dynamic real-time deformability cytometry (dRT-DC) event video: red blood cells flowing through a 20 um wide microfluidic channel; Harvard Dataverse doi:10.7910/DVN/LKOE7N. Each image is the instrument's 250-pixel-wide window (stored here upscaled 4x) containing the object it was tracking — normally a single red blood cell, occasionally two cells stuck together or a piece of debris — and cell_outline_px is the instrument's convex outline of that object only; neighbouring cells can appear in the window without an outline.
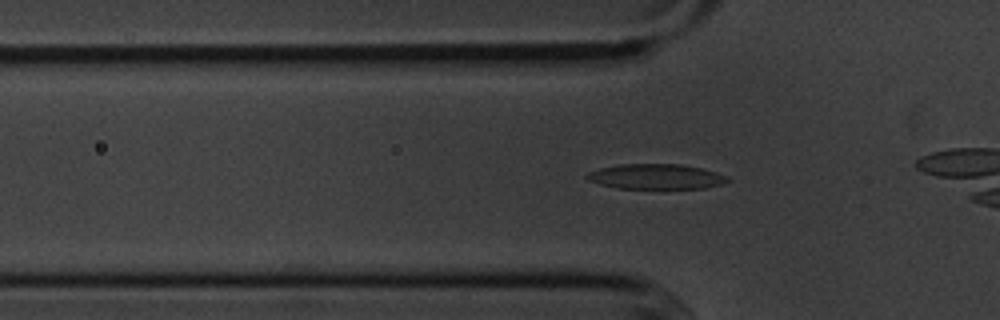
{"species": "common noctule bat (a hibernating species)", "species_latin": "Nyctalus noctula", "temperature_condition": "cold", "stored_images_in_passage": 35, "camera_frame_rate_fps": 3000, "um_per_image_px": 0.085, "animal": {"sex": "male", "body_mass_g": 20.1, "forearm_length_mm": 53.5}, "frame": {"image": 1, "passage_image": 8, "time_ms": 2.333, "image_size_px": [1000, 320], "cell_outline_px": [[732, 180], [720, 184], [704, 188], [616, 188], [600, 184], [588, 180], [584, 176], [588, 172], [600, 168], [620, 164], [680, 164], [700, 168], [716, 172], [728, 176]], "centroid_in_image_um": [55.75, 15.0], "position_along_channel_um": 70.0, "area_um2": 20.52}}
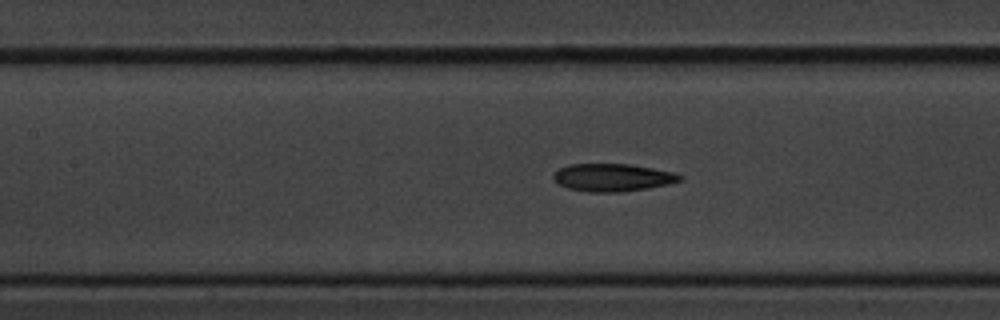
{"frame": {"image": 2, "passage_image": 15, "time_ms": 4.667, "image_size_px": [1000, 320], "cell_outline_px": [[684, 176], [680, 180], [668, 184], [648, 188], [620, 192], [588, 192], [568, 188], [556, 184], [552, 180], [552, 176], [560, 168], [568, 164], [628, 164], [652, 168], [672, 172]], "centroid_in_image_um": [52.02, 15.09], "position_along_channel_um": 155.4, "area_um2": 20.4}}
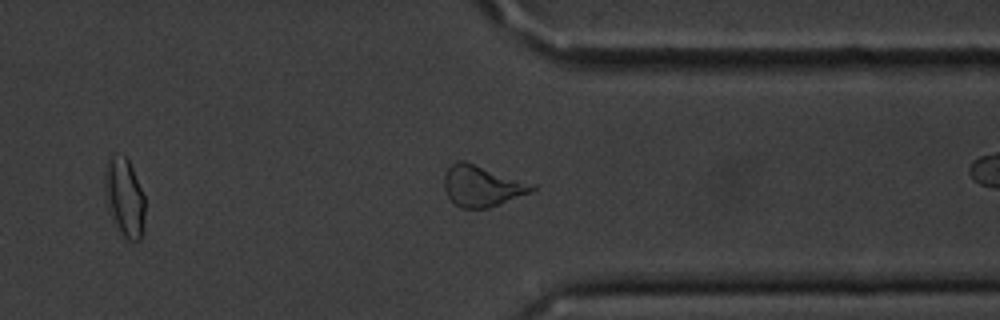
{"frame": {"image": 3, "passage_image": 33, "time_ms": 10.667, "image_size_px": [1000, 320], "cell_outline_px": [[536, 188], [528, 192], [488, 208], [460, 208], [448, 196], [444, 188], [444, 176], [448, 168], [456, 160], [464, 160], [536, 184]], "centroid_in_image_um": [40.94, 15.78], "position_along_channel_um": 370.5, "area_um2": 20.75}}